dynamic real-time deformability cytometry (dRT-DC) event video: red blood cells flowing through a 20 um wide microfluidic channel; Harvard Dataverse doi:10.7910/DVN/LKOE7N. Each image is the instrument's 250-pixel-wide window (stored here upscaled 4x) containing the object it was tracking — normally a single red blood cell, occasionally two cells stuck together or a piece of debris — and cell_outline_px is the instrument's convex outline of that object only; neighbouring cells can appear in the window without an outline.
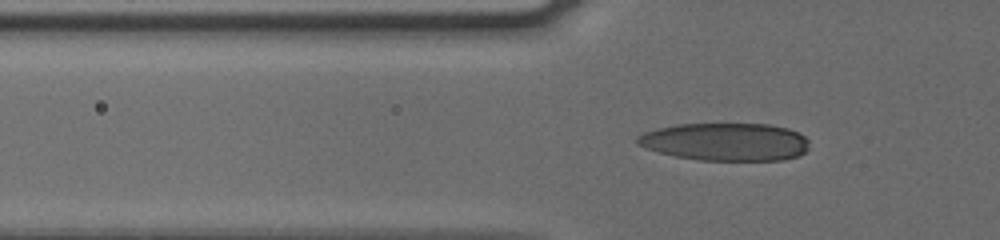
{"species": "human", "species_latin": "Homo sapiens", "temperature_condition": "cold", "stored_images_in_passage": 54, "camera_frame_rate_fps": 3000, "um_per_image_px": 0.085, "donor": {"sex": "male"}, "frame": {"image": 1, "passage_image": 20, "time_ms": 6.333, "image_size_px": [1000, 240], "cell_outline_px": [[808, 148], [800, 156], [784, 160], [700, 160], [676, 156], [660, 152], [636, 144], [636, 136], [644, 132], [676, 124], [768, 124], [788, 128], [800, 132], [808, 140]], "centroid_in_image_um": [61.71, 12.05], "position_along_channel_um": 64.1, "area_um2": 37.92}}
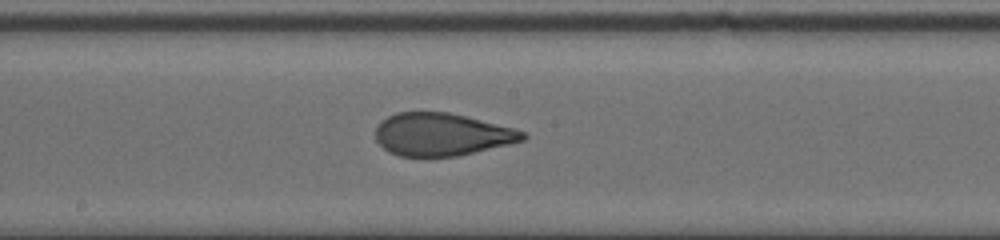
{"frame": {"image": 2, "passage_image": 32, "time_ms": 10.333, "image_size_px": [1000, 240], "cell_outline_px": [[528, 136], [524, 140], [508, 144], [456, 156], [400, 156], [388, 152], [376, 140], [376, 128], [380, 120], [396, 112], [448, 112], [512, 128], [524, 132]], "centroid_in_image_um": [37.49, 11.42], "position_along_channel_um": 210.7, "area_um2": 36.18}}
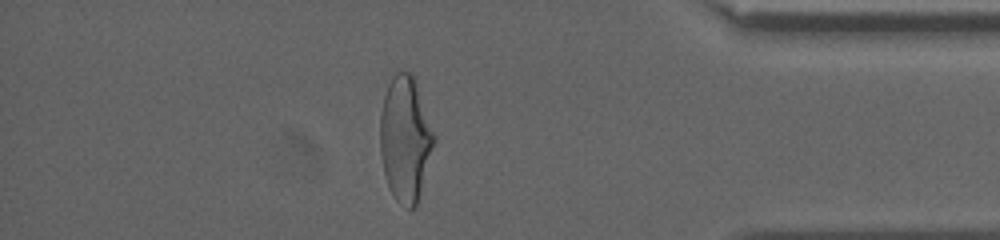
{"frame": {"image": 3, "passage_image": 49, "time_ms": 16.0, "image_size_px": [1000, 240], "cell_outline_px": [[436, 140], [416, 208], [408, 208], [396, 200], [388, 188], [384, 172], [380, 152], [380, 116], [384, 96], [388, 84], [392, 76], [396, 72], [412, 72], [436, 136]], "centroid_in_image_um": [34.45, 11.82], "position_along_channel_um": 400.7, "area_um2": 39.48}}